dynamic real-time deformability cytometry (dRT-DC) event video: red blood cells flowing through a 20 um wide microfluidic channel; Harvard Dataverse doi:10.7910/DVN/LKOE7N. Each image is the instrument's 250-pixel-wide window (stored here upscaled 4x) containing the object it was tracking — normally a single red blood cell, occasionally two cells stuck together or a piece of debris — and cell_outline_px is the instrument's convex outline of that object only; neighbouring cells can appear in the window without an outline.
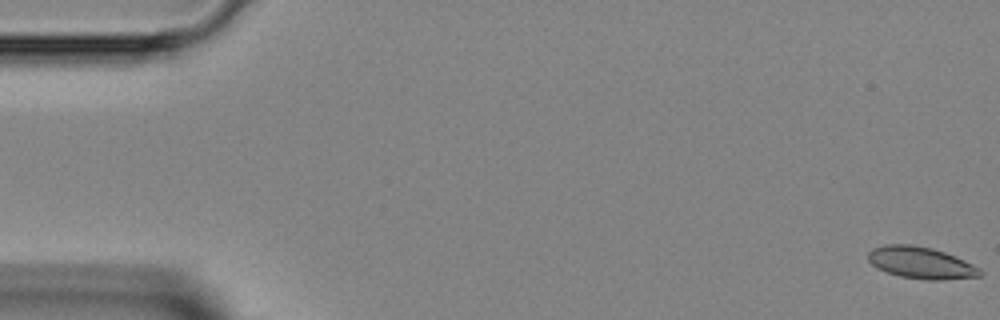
{"species": "Egyptian fruit bat (a non-hibernating species)", "species_latin": "Rousettus aegyptiacus", "temperature_condition": "room temperature", "stored_images_in_passage": 46, "camera_frame_rate_fps": 3000, "um_per_image_px": 0.085, "animal": {"sex": "female"}, "frame": {"image": 1, "passage_image": 1, "time_ms": 0.0, "image_size_px": [1000, 320], "cell_outline_px": [[984, 272], [980, 276], [944, 280], [928, 280], [900, 276], [876, 268], [868, 260], [868, 252], [872, 248], [884, 244], [912, 244], [932, 248], [956, 256], [980, 268]], "centroid_in_image_um": [78.28, 22.33], "position_along_channel_um": 6.7, "area_um2": 20.87}}
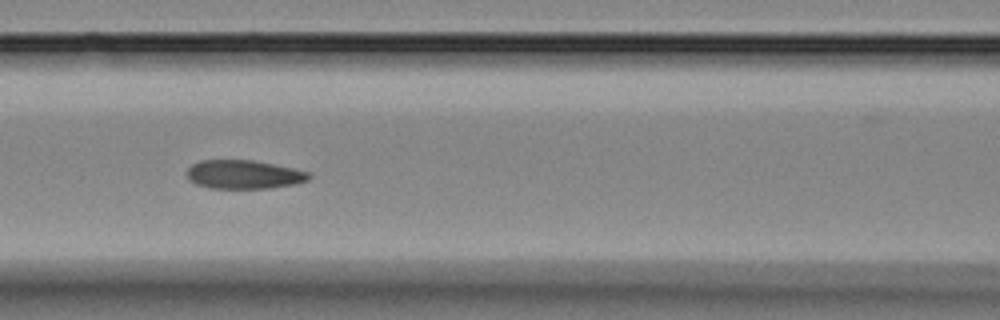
{"frame": {"image": 2, "passage_image": 20, "time_ms": 6.333, "image_size_px": [1000, 320], "cell_outline_px": [[312, 176], [308, 180], [296, 184], [272, 188], [212, 188], [196, 184], [188, 180], [188, 168], [192, 164], [200, 160], [252, 160], [292, 168], [308, 172]], "centroid_in_image_um": [20.73, 14.83], "position_along_channel_um": 145.9, "area_um2": 20.35}}
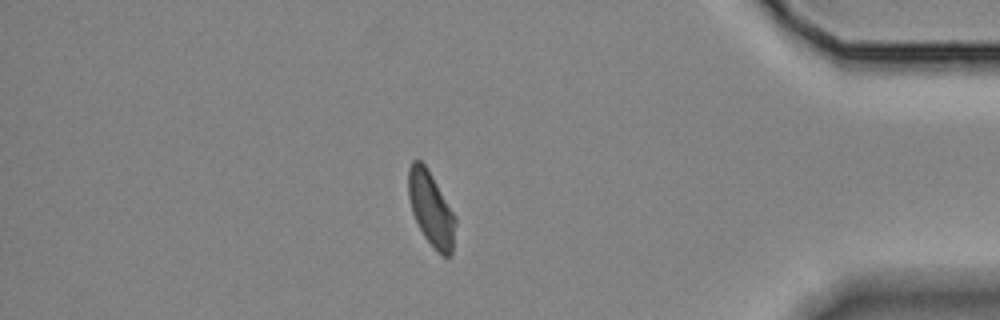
{"frame": {"image": 3, "passage_image": 40, "time_ms": 13.0, "image_size_px": [1000, 320], "cell_outline_px": [[456, 224], [452, 252], [448, 256], [444, 256], [424, 236], [412, 212], [408, 196], [408, 168], [412, 160], [420, 160], [428, 168], [456, 216]], "centroid_in_image_um": [36.64, 17.69], "position_along_channel_um": 398.6, "area_um2": 20.17}}